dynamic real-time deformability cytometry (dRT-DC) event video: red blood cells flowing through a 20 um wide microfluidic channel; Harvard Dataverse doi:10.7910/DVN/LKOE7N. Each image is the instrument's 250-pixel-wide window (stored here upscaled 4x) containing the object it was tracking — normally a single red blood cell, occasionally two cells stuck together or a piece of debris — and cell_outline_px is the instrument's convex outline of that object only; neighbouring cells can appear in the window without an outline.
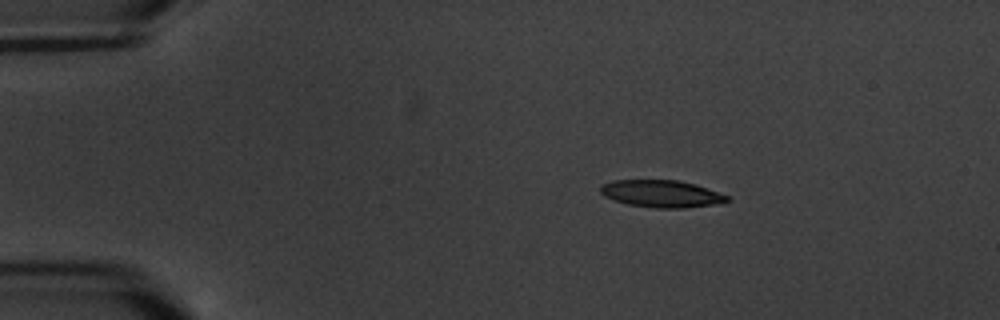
{"species": "common noctule bat (a hibernating species)", "species_latin": "Nyctalus noctula", "temperature_condition": "warm", "stored_images_in_passage": 5, "camera_frame_rate_fps": 3000, "um_per_image_px": 0.085, "animal": {"sex": "male", "body_mass_g": 20.1, "forearm_length_mm": 53.5}, "frame": {"image": 1, "passage_image": 3, "time_ms": 2.333, "image_size_px": [1000, 320], "cell_outline_px": [[732, 200], [724, 204], [684, 208], [656, 208], [628, 204], [604, 196], [600, 192], [600, 184], [612, 180], [680, 180], [696, 184], [728, 196]], "centroid_in_image_um": [56.28, 16.47], "position_along_channel_um": 28.7, "area_um2": 20.35}}